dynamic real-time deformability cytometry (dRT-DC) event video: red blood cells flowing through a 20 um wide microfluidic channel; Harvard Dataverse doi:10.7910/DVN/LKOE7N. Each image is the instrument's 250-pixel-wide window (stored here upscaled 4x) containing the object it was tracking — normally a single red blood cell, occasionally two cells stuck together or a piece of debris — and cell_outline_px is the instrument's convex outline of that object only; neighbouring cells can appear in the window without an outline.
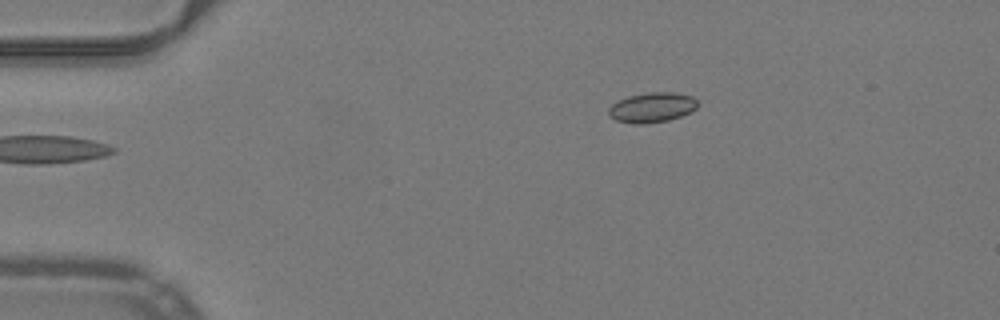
{"species": "common noctule bat (a hibernating species)", "species_latin": "Nyctalus noctula", "temperature_condition": "warm", "stored_images_in_passage": 43, "camera_frame_rate_fps": 3000, "um_per_image_px": 0.085, "animal": {"sex": "male", "body_mass_g": 19.2, "forearm_length_mm": 51.8}, "frame": {"image": 1, "passage_image": 1, "time_ms": 0.0, "image_size_px": [1000, 320], "cell_outline_px": [[696, 108], [680, 116], [668, 120], [644, 124], [632, 124], [616, 120], [608, 112], [608, 108], [612, 104], [628, 96], [648, 92], [672, 92], [692, 96], [696, 100]], "centroid_in_image_um": [55.4, 9.13], "position_along_channel_um": 29.6, "area_um2": 15.32}}
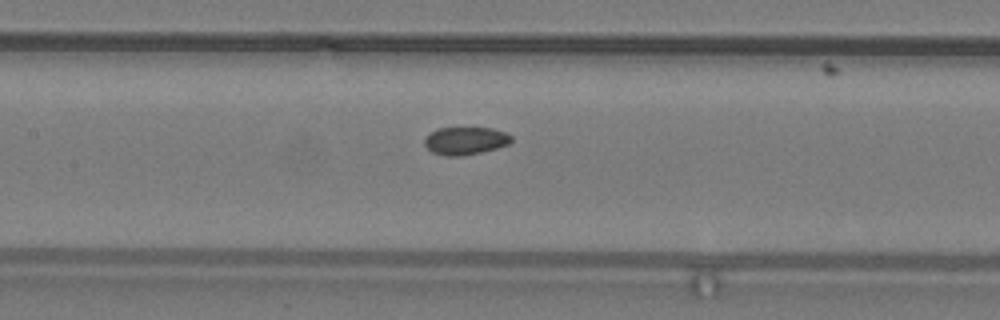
{"frame": {"image": 2, "passage_image": 16, "time_ms": 5.0, "image_size_px": [1000, 320], "cell_outline_px": [[512, 140], [508, 144], [496, 148], [464, 156], [444, 156], [432, 152], [424, 144], [424, 140], [436, 128], [492, 128], [504, 132], [512, 136]], "centroid_in_image_um": [39.55, 11.97], "position_along_channel_um": 167.8, "area_um2": 13.93}}
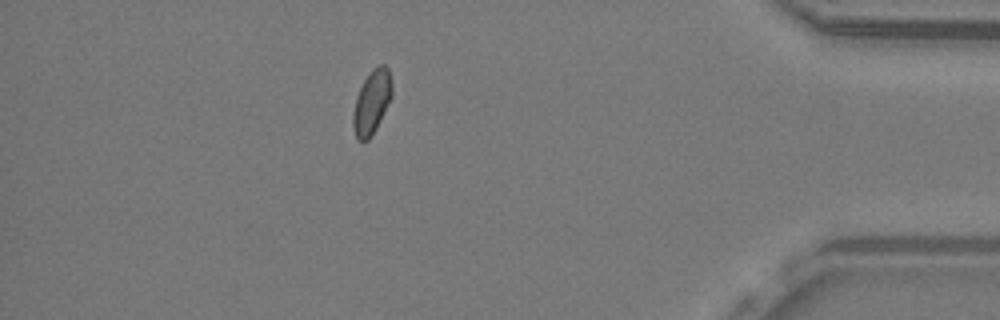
{"frame": {"image": 3, "passage_image": 37, "time_ms": 12.0, "image_size_px": [1000, 320], "cell_outline_px": [[392, 96], [372, 136], [368, 140], [356, 140], [352, 124], [352, 116], [356, 96], [364, 80], [372, 68], [376, 64], [384, 64], [388, 68], [392, 80]], "centroid_in_image_um": [31.6, 8.66], "position_along_channel_um": 403.6, "area_um2": 14.62}, "authors_computed_cell_mechanics": {"area_um2": 14.5656, "velocity_mm_per_s": 3.9927, "shape_relaxation_time_tau1_ms": null, "shape_relaxation_time_tau2_ms": 4.2537, "deformation_change_tau1": null, "deformation_change_tau2": 0.0632}}